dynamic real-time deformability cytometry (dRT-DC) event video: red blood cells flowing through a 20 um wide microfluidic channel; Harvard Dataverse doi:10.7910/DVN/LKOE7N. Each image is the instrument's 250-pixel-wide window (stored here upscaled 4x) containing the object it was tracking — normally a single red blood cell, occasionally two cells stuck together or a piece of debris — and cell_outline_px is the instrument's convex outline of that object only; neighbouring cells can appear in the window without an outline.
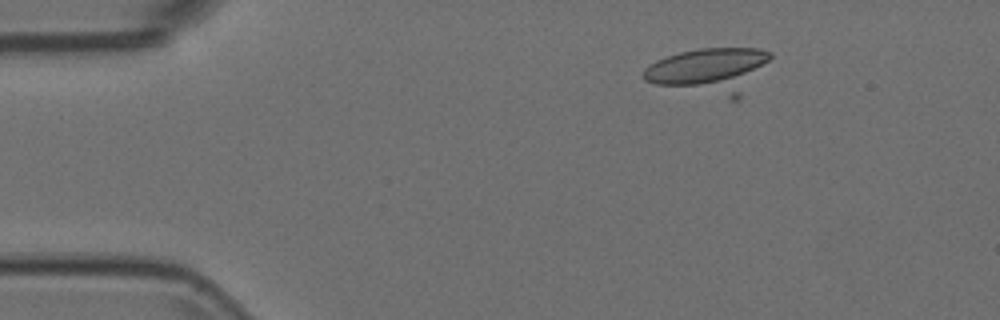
{"species": "Egyptian fruit bat (a non-hibernating species)", "species_latin": "Rousettus aegyptiacus", "temperature_condition": "room temperature", "stored_images_in_passage": 17, "camera_frame_rate_fps": 3000, "um_per_image_px": 0.085, "animal": {"sex": "female"}, "frame": {"image": 1, "passage_image": 9, "time_ms": 2.667, "image_size_px": [1000, 320], "cell_outline_px": [[772, 56], [740, 100], [732, 100], [656, 84], [644, 80], [640, 76], [644, 68], [648, 64], [656, 60], [680, 52], [700, 48], [760, 48], [772, 52]], "centroid_in_image_um": [60.32, 6.02], "position_along_channel_um": 24.7, "area_um2": 34.04}}